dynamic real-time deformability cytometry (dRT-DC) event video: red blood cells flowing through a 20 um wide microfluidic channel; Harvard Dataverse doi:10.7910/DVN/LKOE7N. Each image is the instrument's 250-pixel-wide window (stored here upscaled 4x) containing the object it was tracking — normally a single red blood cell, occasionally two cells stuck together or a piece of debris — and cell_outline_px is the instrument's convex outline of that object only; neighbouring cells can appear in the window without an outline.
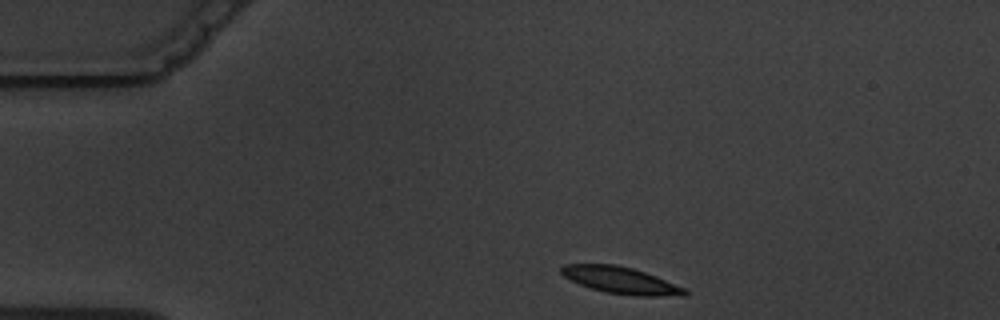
{"species": "common noctule bat (a hibernating species)", "species_latin": "Nyctalus noctula", "temperature_condition": "warm", "stored_images_in_passage": 2, "camera_frame_rate_fps": 3000, "um_per_image_px": 0.085, "animal": {"sex": "male", "body_mass_g": 19.5, "forearm_length_mm": 54.6}, "frame": {"image": 1, "passage_image": 1, "time_ms": 0.0, "image_size_px": [1000, 320], "cell_outline_px": [[688, 296], [636, 296], [604, 292], [580, 284], [564, 276], [560, 272], [560, 268], [564, 264], [616, 264], [632, 268], [656, 276], [684, 288], [688, 292]], "centroid_in_image_um": [52.78, 23.83], "position_along_channel_um": 32.2, "area_um2": 19.19}}